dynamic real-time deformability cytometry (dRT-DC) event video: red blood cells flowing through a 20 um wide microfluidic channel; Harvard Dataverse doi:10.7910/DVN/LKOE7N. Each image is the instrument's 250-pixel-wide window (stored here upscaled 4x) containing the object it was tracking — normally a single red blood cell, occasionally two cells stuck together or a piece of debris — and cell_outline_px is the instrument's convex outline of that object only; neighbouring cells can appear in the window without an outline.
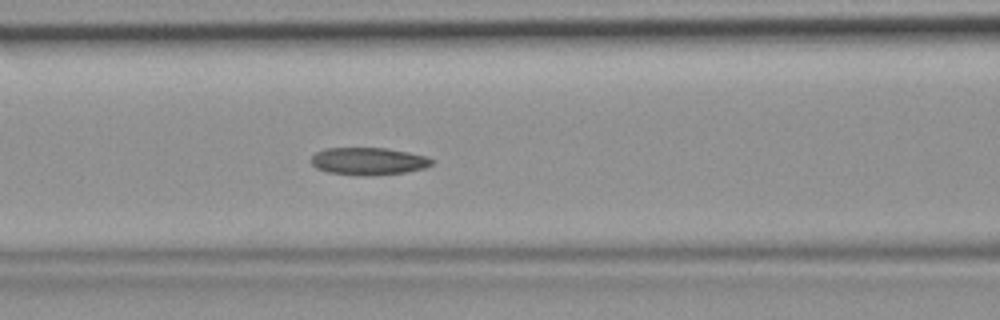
{"species": "common noctule bat (a hibernating species)", "species_latin": "Nyctalus noctula", "temperature_condition": "room temperature", "stored_images_in_passage": 39, "camera_frame_rate_fps": 3000, "um_per_image_px": 0.085, "animal": {"sex": "female", "body_mass_g": 19.9}, "frame": {"image": 1, "passage_image": 17, "time_ms": 5.333, "image_size_px": [1000, 320], "cell_outline_px": [[436, 160], [432, 164], [424, 168], [404, 172], [372, 176], [364, 176], [328, 172], [316, 168], [312, 164], [312, 156], [316, 152], [328, 148], [388, 148], [428, 156]], "centroid_in_image_um": [31.36, 13.7], "position_along_channel_um": 135.2, "area_um2": 19.36}}